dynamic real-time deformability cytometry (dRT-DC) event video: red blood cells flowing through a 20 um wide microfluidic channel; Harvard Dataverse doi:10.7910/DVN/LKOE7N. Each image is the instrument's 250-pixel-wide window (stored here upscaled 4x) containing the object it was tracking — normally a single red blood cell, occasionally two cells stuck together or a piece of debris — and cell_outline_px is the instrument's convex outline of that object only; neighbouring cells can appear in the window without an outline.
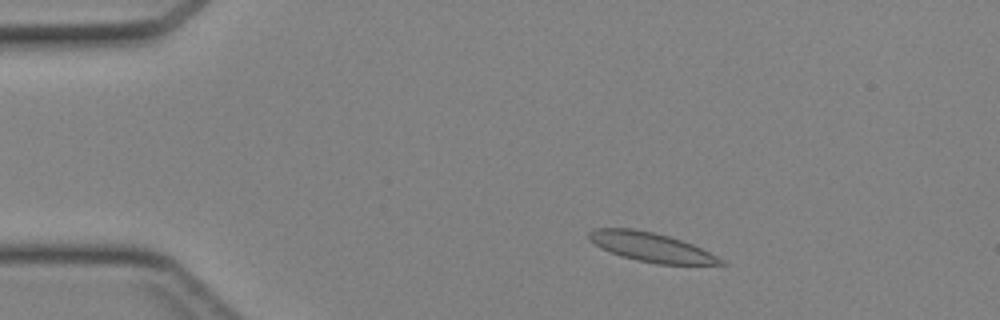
{"species": "Egyptian fruit bat (a non-hibernating species)", "species_latin": "Rousettus aegyptiacus", "temperature_condition": "cold", "stored_images_in_passage": 42, "camera_frame_rate_fps": 3000, "um_per_image_px": 0.085, "animal": {"sex": "female"}, "frame": {"image": 1, "passage_image": 5, "time_ms": 1.333, "image_size_px": [1000, 320], "cell_outline_px": [[728, 264], [660, 264], [636, 260], [620, 256], [600, 248], [588, 240], [588, 232], [596, 228], [632, 228], [652, 232], [668, 236], [692, 244], [724, 260]], "centroid_in_image_um": [55.28, 21.0], "position_along_channel_um": 29.7, "area_um2": 22.2}}
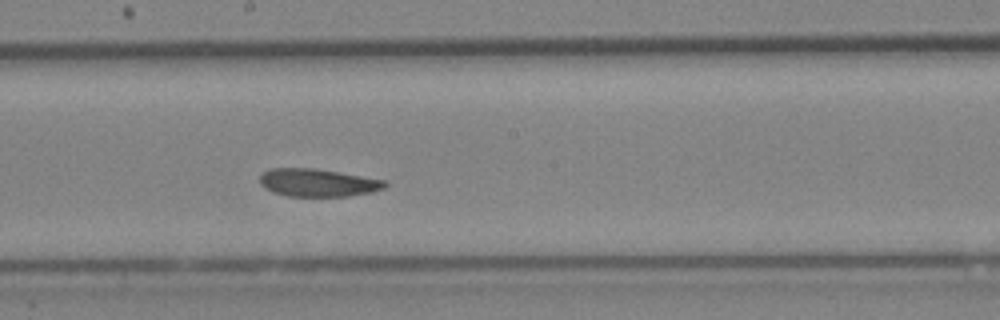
{"frame": {"image": 2, "passage_image": 22, "time_ms": 7.0, "image_size_px": [1000, 320], "cell_outline_px": [[388, 184], [384, 188], [372, 192], [348, 196], [288, 196], [272, 192], [264, 188], [260, 184], [260, 176], [264, 172], [272, 168], [316, 168], [384, 180]], "centroid_in_image_um": [27.0, 15.53], "position_along_channel_um": 221.2, "area_um2": 20.23}}
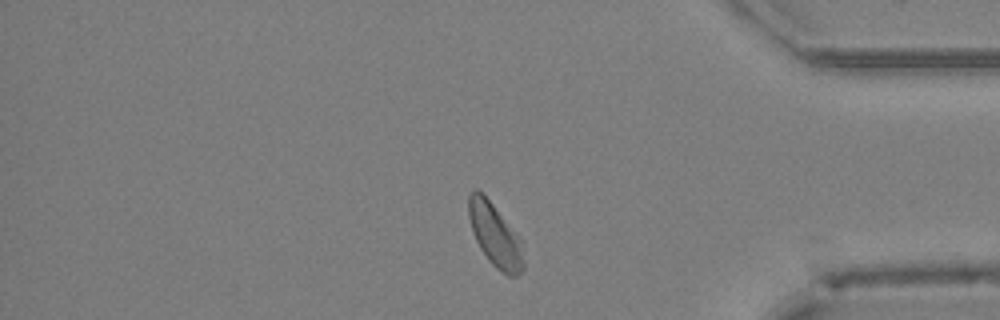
{"frame": {"image": 3, "passage_image": 35, "time_ms": 11.333, "image_size_px": [1000, 320], "cell_outline_px": [[524, 268], [516, 276], [508, 276], [496, 268], [488, 260], [480, 248], [472, 232], [468, 216], [468, 196], [472, 188], [476, 188], [492, 204], [520, 236], [524, 264]], "centroid_in_image_um": [42.07, 19.99], "position_along_channel_um": 393.1, "area_um2": 20.17}}